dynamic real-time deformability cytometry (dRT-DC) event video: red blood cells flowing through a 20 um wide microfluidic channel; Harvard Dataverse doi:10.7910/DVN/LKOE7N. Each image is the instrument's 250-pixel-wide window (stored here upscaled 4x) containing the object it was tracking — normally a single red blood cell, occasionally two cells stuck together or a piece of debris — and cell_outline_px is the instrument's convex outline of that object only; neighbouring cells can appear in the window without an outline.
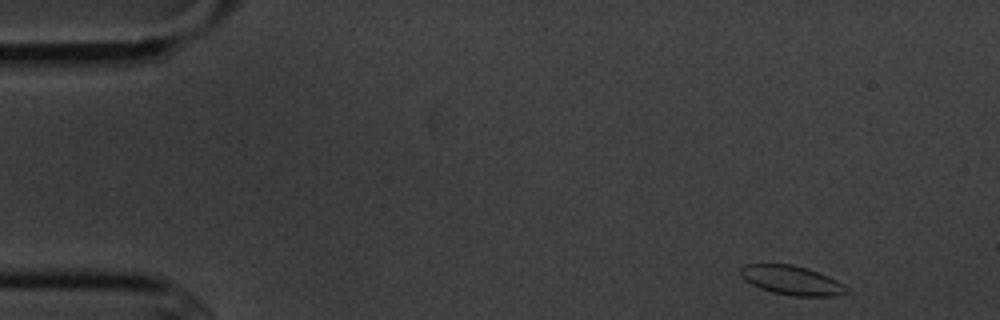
{"species": "common noctule bat (a hibernating species)", "species_latin": "Nyctalus noctula", "temperature_condition": "cold", "stored_images_in_passage": 4, "camera_frame_rate_fps": 3000, "um_per_image_px": 0.085, "animal": {"sex": "male", "body_mass_g": 20.1, "forearm_length_mm": 53.5}, "frame": {"image": 1, "passage_image": 1, "time_ms": 0.0, "image_size_px": [1000, 320], "cell_outline_px": [[848, 292], [836, 296], [792, 296], [772, 292], [760, 288], [744, 280], [740, 272], [740, 268], [744, 264], [792, 264], [808, 268], [828, 276], [844, 284], [848, 288]], "centroid_in_image_um": [67.3, 23.82], "position_along_channel_um": 17.7, "area_um2": 18.09}}
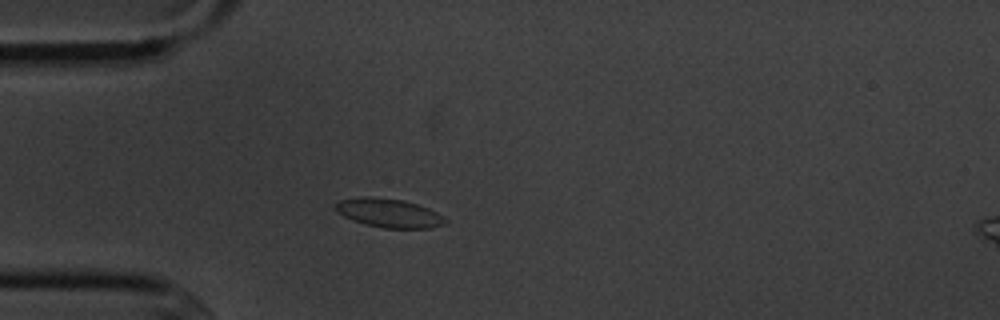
{"frame": {"image": 2, "passage_image": 4, "time_ms": 3.333, "image_size_px": [1000, 320], "cell_outline_px": [[448, 220], [444, 224], [432, 228], [384, 228], [364, 224], [352, 220], [336, 212], [332, 208], [332, 204], [340, 200], [368, 196], [372, 196], [404, 200], [428, 208], [444, 216]], "centroid_in_image_um": [33.02, 18.1], "position_along_channel_um": 52.0, "area_um2": 18.67}}